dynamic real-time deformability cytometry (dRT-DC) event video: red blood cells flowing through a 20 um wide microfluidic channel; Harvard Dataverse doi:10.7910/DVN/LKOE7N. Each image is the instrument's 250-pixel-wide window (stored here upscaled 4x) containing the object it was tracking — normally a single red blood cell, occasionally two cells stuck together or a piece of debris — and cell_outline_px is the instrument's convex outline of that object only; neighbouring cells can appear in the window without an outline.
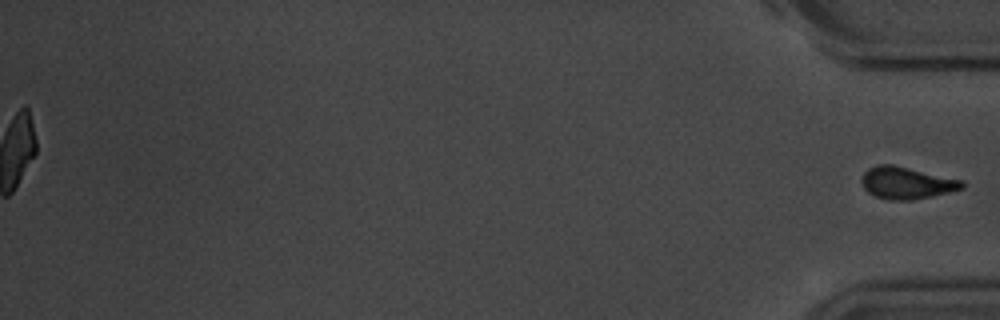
{"species": "common noctule bat (a hibernating species)", "species_latin": "Nyctalus noctula", "temperature_condition": "room temperature", "stored_images_in_passage": 49, "segment_of_instrument_passage": [2, 2], "camera_frame_rate_fps": 3000, "um_per_image_px": 0.085, "animal": {"sex": "male", "body_mass_g": 20.1, "forearm_length_mm": 53.5}, "frame": {"image": 1, "passage_image": 49, "time_ms": 16.0, "image_size_px": [1000, 320], "cell_outline_px": [[964, 188], [932, 196], [912, 200], [888, 200], [876, 196], [868, 192], [864, 188], [860, 180], [864, 172], [868, 168], [876, 164], [892, 164], [964, 180]], "centroid_in_image_um": [77.04, 15.54], "position_along_channel_um": 358.2, "area_um2": 18.84}}